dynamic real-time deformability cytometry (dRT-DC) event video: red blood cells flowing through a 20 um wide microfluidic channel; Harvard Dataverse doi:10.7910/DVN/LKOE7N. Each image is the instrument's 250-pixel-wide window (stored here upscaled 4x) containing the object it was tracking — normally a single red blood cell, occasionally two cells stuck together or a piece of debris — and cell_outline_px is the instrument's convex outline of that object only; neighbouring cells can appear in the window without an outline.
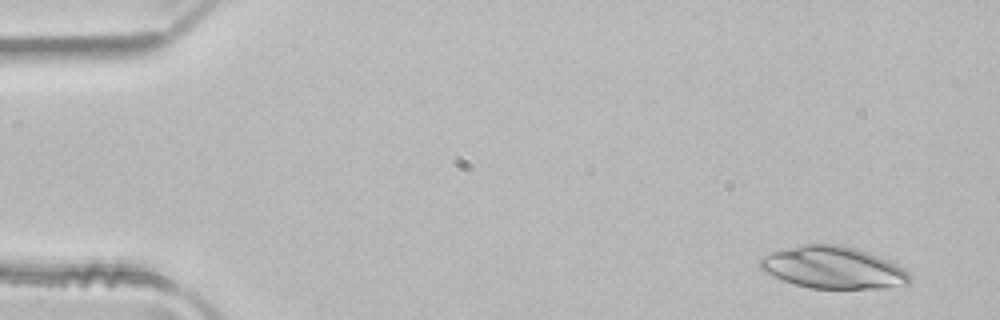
{"species": "common noctule bat (a hibernating species)", "species_latin": "Nyctalus noctula", "temperature_condition": "room temperature", "stored_images_in_passage": 3, "camera_frame_rate_fps": 3000, "um_per_image_px": 0.085, "animal": {"sex": "male", "body_mass_g": 21.5, "forearm_length_mm": 52.0}, "frame": {"image": 1, "passage_image": 1, "time_ms": 0.0, "image_size_px": [1000, 320], "cell_outline_px": [[912, 280], [908, 284], [884, 288], [808, 288], [784, 280], [764, 272], [756, 264], [760, 256], [772, 252], [804, 244], [836, 244], [856, 248], [888, 260], [904, 268], [912, 276]], "centroid_in_image_um": [70.8, 22.74], "position_along_channel_um": 14.2, "area_um2": 36.7}}